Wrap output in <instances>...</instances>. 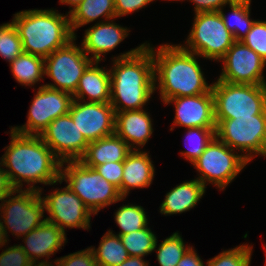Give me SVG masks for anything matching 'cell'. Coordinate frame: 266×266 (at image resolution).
Here are the masks:
<instances>
[{"instance_id":"1","label":"cell","mask_w":266,"mask_h":266,"mask_svg":"<svg viewBox=\"0 0 266 266\" xmlns=\"http://www.w3.org/2000/svg\"><path fill=\"white\" fill-rule=\"evenodd\" d=\"M9 134L11 141L3 149L1 168L15 189L36 190L43 195L44 188L36 186L38 183L45 186L62 184L61 161L40 136L22 135L11 128Z\"/></svg>"},{"instance_id":"2","label":"cell","mask_w":266,"mask_h":266,"mask_svg":"<svg viewBox=\"0 0 266 266\" xmlns=\"http://www.w3.org/2000/svg\"><path fill=\"white\" fill-rule=\"evenodd\" d=\"M111 60L110 104L115 113L144 109L155 92L151 43L146 41Z\"/></svg>"},{"instance_id":"3","label":"cell","mask_w":266,"mask_h":266,"mask_svg":"<svg viewBox=\"0 0 266 266\" xmlns=\"http://www.w3.org/2000/svg\"><path fill=\"white\" fill-rule=\"evenodd\" d=\"M152 45L154 85L155 91H159L161 102L174 97L212 92L213 83L206 81L199 55L186 51L180 44Z\"/></svg>"},{"instance_id":"4","label":"cell","mask_w":266,"mask_h":266,"mask_svg":"<svg viewBox=\"0 0 266 266\" xmlns=\"http://www.w3.org/2000/svg\"><path fill=\"white\" fill-rule=\"evenodd\" d=\"M12 22L22 41L23 51L43 58L75 38L69 14L53 8L19 11L13 14Z\"/></svg>"},{"instance_id":"5","label":"cell","mask_w":266,"mask_h":266,"mask_svg":"<svg viewBox=\"0 0 266 266\" xmlns=\"http://www.w3.org/2000/svg\"><path fill=\"white\" fill-rule=\"evenodd\" d=\"M60 179L94 216L98 215L101 209L125 199L116 186L105 180L94 168L85 166L79 160L61 162Z\"/></svg>"},{"instance_id":"6","label":"cell","mask_w":266,"mask_h":266,"mask_svg":"<svg viewBox=\"0 0 266 266\" xmlns=\"http://www.w3.org/2000/svg\"><path fill=\"white\" fill-rule=\"evenodd\" d=\"M215 122L251 117L266 109V85L233 84L216 79L212 82Z\"/></svg>"},{"instance_id":"7","label":"cell","mask_w":266,"mask_h":266,"mask_svg":"<svg viewBox=\"0 0 266 266\" xmlns=\"http://www.w3.org/2000/svg\"><path fill=\"white\" fill-rule=\"evenodd\" d=\"M249 163L238 151L215 136L191 165L198 172L197 179L206 188L211 184L224 191Z\"/></svg>"},{"instance_id":"8","label":"cell","mask_w":266,"mask_h":266,"mask_svg":"<svg viewBox=\"0 0 266 266\" xmlns=\"http://www.w3.org/2000/svg\"><path fill=\"white\" fill-rule=\"evenodd\" d=\"M193 19L186 40L179 44L204 60L219 62L235 42L233 34L226 28L219 12L197 13Z\"/></svg>"},{"instance_id":"9","label":"cell","mask_w":266,"mask_h":266,"mask_svg":"<svg viewBox=\"0 0 266 266\" xmlns=\"http://www.w3.org/2000/svg\"><path fill=\"white\" fill-rule=\"evenodd\" d=\"M44 213L45 207L39 191L14 190L0 203V222L7 240L10 236L8 232L15 235L16 239H21L39 227L46 220Z\"/></svg>"},{"instance_id":"10","label":"cell","mask_w":266,"mask_h":266,"mask_svg":"<svg viewBox=\"0 0 266 266\" xmlns=\"http://www.w3.org/2000/svg\"><path fill=\"white\" fill-rule=\"evenodd\" d=\"M215 136L249 162L257 156L266 158V109L251 117L221 120Z\"/></svg>"},{"instance_id":"11","label":"cell","mask_w":266,"mask_h":266,"mask_svg":"<svg viewBox=\"0 0 266 266\" xmlns=\"http://www.w3.org/2000/svg\"><path fill=\"white\" fill-rule=\"evenodd\" d=\"M77 35L66 46L56 49L44 58V76L53 82L43 84L46 87L73 94L86 68L93 62L77 45Z\"/></svg>"},{"instance_id":"12","label":"cell","mask_w":266,"mask_h":266,"mask_svg":"<svg viewBox=\"0 0 266 266\" xmlns=\"http://www.w3.org/2000/svg\"><path fill=\"white\" fill-rule=\"evenodd\" d=\"M35 92L29 106L27 121L21 126L10 127L22 135L40 136L56 118L69 113L73 95L41 85Z\"/></svg>"},{"instance_id":"13","label":"cell","mask_w":266,"mask_h":266,"mask_svg":"<svg viewBox=\"0 0 266 266\" xmlns=\"http://www.w3.org/2000/svg\"><path fill=\"white\" fill-rule=\"evenodd\" d=\"M49 195L41 196L46 221L56 224L65 234L66 228L90 230L91 216L94 214L84 205L83 201L67 186L57 187Z\"/></svg>"},{"instance_id":"14","label":"cell","mask_w":266,"mask_h":266,"mask_svg":"<svg viewBox=\"0 0 266 266\" xmlns=\"http://www.w3.org/2000/svg\"><path fill=\"white\" fill-rule=\"evenodd\" d=\"M223 64L218 80L233 84L266 85V62L241 41H235L219 60Z\"/></svg>"},{"instance_id":"15","label":"cell","mask_w":266,"mask_h":266,"mask_svg":"<svg viewBox=\"0 0 266 266\" xmlns=\"http://www.w3.org/2000/svg\"><path fill=\"white\" fill-rule=\"evenodd\" d=\"M40 137L61 162L79 160L89 144L70 113L53 120Z\"/></svg>"},{"instance_id":"16","label":"cell","mask_w":266,"mask_h":266,"mask_svg":"<svg viewBox=\"0 0 266 266\" xmlns=\"http://www.w3.org/2000/svg\"><path fill=\"white\" fill-rule=\"evenodd\" d=\"M69 113L88 142L115 132V110L110 103L86 102L73 99Z\"/></svg>"},{"instance_id":"17","label":"cell","mask_w":266,"mask_h":266,"mask_svg":"<svg viewBox=\"0 0 266 266\" xmlns=\"http://www.w3.org/2000/svg\"><path fill=\"white\" fill-rule=\"evenodd\" d=\"M163 105H174L175 115L170 131L175 127L185 129L201 127L216 128L214 96L212 92L200 95L174 97Z\"/></svg>"},{"instance_id":"18","label":"cell","mask_w":266,"mask_h":266,"mask_svg":"<svg viewBox=\"0 0 266 266\" xmlns=\"http://www.w3.org/2000/svg\"><path fill=\"white\" fill-rule=\"evenodd\" d=\"M66 236L56 224L45 220L39 227L23 236L24 244L19 245L33 264H54V261L50 262L49 259L66 245Z\"/></svg>"},{"instance_id":"19","label":"cell","mask_w":266,"mask_h":266,"mask_svg":"<svg viewBox=\"0 0 266 266\" xmlns=\"http://www.w3.org/2000/svg\"><path fill=\"white\" fill-rule=\"evenodd\" d=\"M114 20L116 19L95 23L85 30L80 45L93 61H105L104 57L114 51L130 34L129 28L117 24Z\"/></svg>"},{"instance_id":"20","label":"cell","mask_w":266,"mask_h":266,"mask_svg":"<svg viewBox=\"0 0 266 266\" xmlns=\"http://www.w3.org/2000/svg\"><path fill=\"white\" fill-rule=\"evenodd\" d=\"M153 125V119L145 108L116 112L114 133L132 150H143L154 132Z\"/></svg>"},{"instance_id":"21","label":"cell","mask_w":266,"mask_h":266,"mask_svg":"<svg viewBox=\"0 0 266 266\" xmlns=\"http://www.w3.org/2000/svg\"><path fill=\"white\" fill-rule=\"evenodd\" d=\"M150 151L132 150L123 162L121 196L128 197L133 189L148 188L155 177V166Z\"/></svg>"},{"instance_id":"22","label":"cell","mask_w":266,"mask_h":266,"mask_svg":"<svg viewBox=\"0 0 266 266\" xmlns=\"http://www.w3.org/2000/svg\"><path fill=\"white\" fill-rule=\"evenodd\" d=\"M100 61H93L85 70L73 99L86 102L110 103L111 79L107 67H100Z\"/></svg>"},{"instance_id":"23","label":"cell","mask_w":266,"mask_h":266,"mask_svg":"<svg viewBox=\"0 0 266 266\" xmlns=\"http://www.w3.org/2000/svg\"><path fill=\"white\" fill-rule=\"evenodd\" d=\"M206 189L197 178L183 181L165 194V198L159 206L160 214L171 216L190 211L203 198Z\"/></svg>"},{"instance_id":"24","label":"cell","mask_w":266,"mask_h":266,"mask_svg":"<svg viewBox=\"0 0 266 266\" xmlns=\"http://www.w3.org/2000/svg\"><path fill=\"white\" fill-rule=\"evenodd\" d=\"M131 151L129 145L114 133L89 142L79 161L87 167L94 168L106 162H124Z\"/></svg>"},{"instance_id":"25","label":"cell","mask_w":266,"mask_h":266,"mask_svg":"<svg viewBox=\"0 0 266 266\" xmlns=\"http://www.w3.org/2000/svg\"><path fill=\"white\" fill-rule=\"evenodd\" d=\"M115 18L114 0H83L69 14L70 27L74 36H76L77 29L89 23L96 22V20H98L96 23H100Z\"/></svg>"},{"instance_id":"26","label":"cell","mask_w":266,"mask_h":266,"mask_svg":"<svg viewBox=\"0 0 266 266\" xmlns=\"http://www.w3.org/2000/svg\"><path fill=\"white\" fill-rule=\"evenodd\" d=\"M9 66L13 78L22 86L33 88L45 79L43 57L23 52Z\"/></svg>"},{"instance_id":"27","label":"cell","mask_w":266,"mask_h":266,"mask_svg":"<svg viewBox=\"0 0 266 266\" xmlns=\"http://www.w3.org/2000/svg\"><path fill=\"white\" fill-rule=\"evenodd\" d=\"M90 248L98 266H119L129 257L119 235L111 229L104 233L98 248L95 246H90Z\"/></svg>"},{"instance_id":"28","label":"cell","mask_w":266,"mask_h":266,"mask_svg":"<svg viewBox=\"0 0 266 266\" xmlns=\"http://www.w3.org/2000/svg\"><path fill=\"white\" fill-rule=\"evenodd\" d=\"M147 212L141 205L135 203L123 204L114 212V221L120 231L117 235H123L146 228L150 225Z\"/></svg>"},{"instance_id":"29","label":"cell","mask_w":266,"mask_h":266,"mask_svg":"<svg viewBox=\"0 0 266 266\" xmlns=\"http://www.w3.org/2000/svg\"><path fill=\"white\" fill-rule=\"evenodd\" d=\"M230 16L222 8L219 12L226 28L233 34L235 41H241L251 30L255 19L251 18V6L230 4Z\"/></svg>"},{"instance_id":"30","label":"cell","mask_w":266,"mask_h":266,"mask_svg":"<svg viewBox=\"0 0 266 266\" xmlns=\"http://www.w3.org/2000/svg\"><path fill=\"white\" fill-rule=\"evenodd\" d=\"M191 247L190 244L186 245L182 235L177 231L159 244L157 240L153 251H156L159 266H176Z\"/></svg>"},{"instance_id":"31","label":"cell","mask_w":266,"mask_h":266,"mask_svg":"<svg viewBox=\"0 0 266 266\" xmlns=\"http://www.w3.org/2000/svg\"><path fill=\"white\" fill-rule=\"evenodd\" d=\"M119 237L129 256H140L144 258L154 252L153 250L158 239L154 231L152 232L150 226L119 235Z\"/></svg>"},{"instance_id":"32","label":"cell","mask_w":266,"mask_h":266,"mask_svg":"<svg viewBox=\"0 0 266 266\" xmlns=\"http://www.w3.org/2000/svg\"><path fill=\"white\" fill-rule=\"evenodd\" d=\"M216 128H188L185 132L187 150L180 151V155L191 164L204 152L207 145L215 137Z\"/></svg>"},{"instance_id":"33","label":"cell","mask_w":266,"mask_h":266,"mask_svg":"<svg viewBox=\"0 0 266 266\" xmlns=\"http://www.w3.org/2000/svg\"><path fill=\"white\" fill-rule=\"evenodd\" d=\"M253 246L243 243L234 248L221 251L215 257L209 258L206 266H251Z\"/></svg>"},{"instance_id":"34","label":"cell","mask_w":266,"mask_h":266,"mask_svg":"<svg viewBox=\"0 0 266 266\" xmlns=\"http://www.w3.org/2000/svg\"><path fill=\"white\" fill-rule=\"evenodd\" d=\"M23 51V44L18 31L9 21L0 25V56L8 63L17 58Z\"/></svg>"},{"instance_id":"35","label":"cell","mask_w":266,"mask_h":266,"mask_svg":"<svg viewBox=\"0 0 266 266\" xmlns=\"http://www.w3.org/2000/svg\"><path fill=\"white\" fill-rule=\"evenodd\" d=\"M241 42L255 51L266 62V21L255 20Z\"/></svg>"},{"instance_id":"36","label":"cell","mask_w":266,"mask_h":266,"mask_svg":"<svg viewBox=\"0 0 266 266\" xmlns=\"http://www.w3.org/2000/svg\"><path fill=\"white\" fill-rule=\"evenodd\" d=\"M56 266H98L90 247L55 259Z\"/></svg>"},{"instance_id":"37","label":"cell","mask_w":266,"mask_h":266,"mask_svg":"<svg viewBox=\"0 0 266 266\" xmlns=\"http://www.w3.org/2000/svg\"><path fill=\"white\" fill-rule=\"evenodd\" d=\"M32 264L19 244L7 246L0 253V266H31Z\"/></svg>"},{"instance_id":"38","label":"cell","mask_w":266,"mask_h":266,"mask_svg":"<svg viewBox=\"0 0 266 266\" xmlns=\"http://www.w3.org/2000/svg\"><path fill=\"white\" fill-rule=\"evenodd\" d=\"M94 169L107 181L116 186L121 195V181L123 178V162H106Z\"/></svg>"},{"instance_id":"39","label":"cell","mask_w":266,"mask_h":266,"mask_svg":"<svg viewBox=\"0 0 266 266\" xmlns=\"http://www.w3.org/2000/svg\"><path fill=\"white\" fill-rule=\"evenodd\" d=\"M155 0H114L116 19L138 12Z\"/></svg>"},{"instance_id":"40","label":"cell","mask_w":266,"mask_h":266,"mask_svg":"<svg viewBox=\"0 0 266 266\" xmlns=\"http://www.w3.org/2000/svg\"><path fill=\"white\" fill-rule=\"evenodd\" d=\"M194 5V14L205 12H218L226 5H229L227 0H187Z\"/></svg>"},{"instance_id":"41","label":"cell","mask_w":266,"mask_h":266,"mask_svg":"<svg viewBox=\"0 0 266 266\" xmlns=\"http://www.w3.org/2000/svg\"><path fill=\"white\" fill-rule=\"evenodd\" d=\"M176 266H206L195 250V247H192L184 254L181 260Z\"/></svg>"},{"instance_id":"42","label":"cell","mask_w":266,"mask_h":266,"mask_svg":"<svg viewBox=\"0 0 266 266\" xmlns=\"http://www.w3.org/2000/svg\"><path fill=\"white\" fill-rule=\"evenodd\" d=\"M16 190L10 182L7 173L0 168V202H2L9 194Z\"/></svg>"},{"instance_id":"43","label":"cell","mask_w":266,"mask_h":266,"mask_svg":"<svg viewBox=\"0 0 266 266\" xmlns=\"http://www.w3.org/2000/svg\"><path fill=\"white\" fill-rule=\"evenodd\" d=\"M119 266H150L149 261L140 256H129Z\"/></svg>"},{"instance_id":"44","label":"cell","mask_w":266,"mask_h":266,"mask_svg":"<svg viewBox=\"0 0 266 266\" xmlns=\"http://www.w3.org/2000/svg\"><path fill=\"white\" fill-rule=\"evenodd\" d=\"M83 0H59V4L62 5H69V12H67L68 14H70L73 9L78 6Z\"/></svg>"},{"instance_id":"45","label":"cell","mask_w":266,"mask_h":266,"mask_svg":"<svg viewBox=\"0 0 266 266\" xmlns=\"http://www.w3.org/2000/svg\"><path fill=\"white\" fill-rule=\"evenodd\" d=\"M9 243L7 238H6V235H5V232L2 228V225H1V222H0V250H3V246L6 248V244Z\"/></svg>"},{"instance_id":"46","label":"cell","mask_w":266,"mask_h":266,"mask_svg":"<svg viewBox=\"0 0 266 266\" xmlns=\"http://www.w3.org/2000/svg\"><path fill=\"white\" fill-rule=\"evenodd\" d=\"M228 4L251 6L252 0H227Z\"/></svg>"},{"instance_id":"47","label":"cell","mask_w":266,"mask_h":266,"mask_svg":"<svg viewBox=\"0 0 266 266\" xmlns=\"http://www.w3.org/2000/svg\"><path fill=\"white\" fill-rule=\"evenodd\" d=\"M31 266H56L54 264H32Z\"/></svg>"},{"instance_id":"48","label":"cell","mask_w":266,"mask_h":266,"mask_svg":"<svg viewBox=\"0 0 266 266\" xmlns=\"http://www.w3.org/2000/svg\"><path fill=\"white\" fill-rule=\"evenodd\" d=\"M164 1H176V2H178V1H181V2H183L184 0H164Z\"/></svg>"},{"instance_id":"49","label":"cell","mask_w":266,"mask_h":266,"mask_svg":"<svg viewBox=\"0 0 266 266\" xmlns=\"http://www.w3.org/2000/svg\"><path fill=\"white\" fill-rule=\"evenodd\" d=\"M264 249H265V253H266V245H264ZM265 258H266V254H265ZM265 266H266V259H265Z\"/></svg>"}]
</instances>
